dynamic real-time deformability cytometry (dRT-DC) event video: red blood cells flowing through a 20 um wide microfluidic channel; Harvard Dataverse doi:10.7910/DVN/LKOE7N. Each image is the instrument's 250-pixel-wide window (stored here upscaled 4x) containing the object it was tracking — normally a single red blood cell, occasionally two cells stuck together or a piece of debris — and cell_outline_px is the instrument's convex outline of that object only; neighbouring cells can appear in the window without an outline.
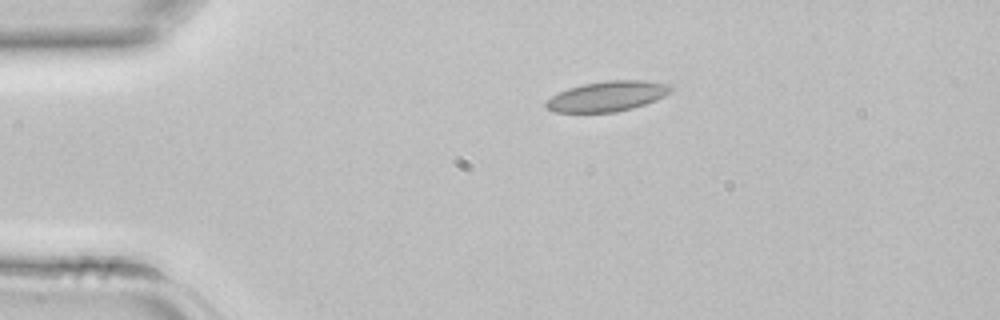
{"species": "common noctule bat (a hibernating species)", "species_latin": "Nyctalus noctula", "temperature_condition": "room temperature", "stored_images_in_passage": 35, "camera_frame_rate_fps": 3000, "um_per_image_px": 0.085, "animal": {"sex": "female", "body_mass_g": 22.7, "forearm_length_mm": 54.2}, "frame": {"image": 1, "passage_image": 1, "time_ms": 0.0, "image_size_px": [1000, 320], "cell_outline_px": [[672, 88], [664, 96], [644, 104], [632, 108], [616, 112], [552, 112], [544, 108], [544, 100], [568, 88], [584, 84], [608, 80], [640, 80], [672, 84]], "centroid_in_image_um": [51.56, 8.18], "position_along_channel_um": 33.4, "area_um2": 21.91}}
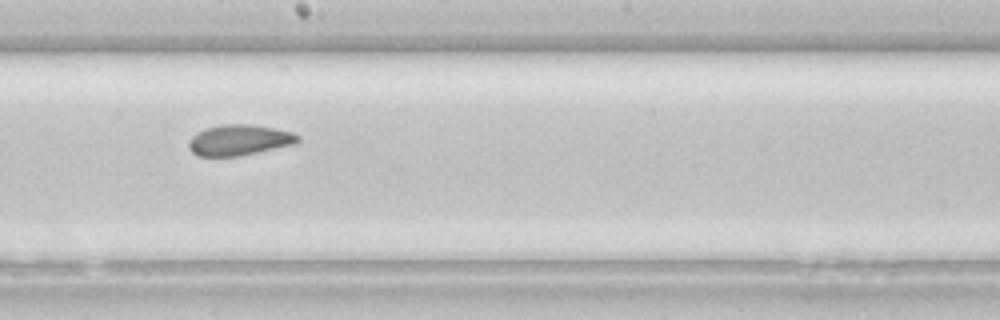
{"frame": {"image": 2, "passage_image": 16, "time_ms": 5.0, "image_size_px": [1000, 320], "cell_outline_px": [[300, 140], [296, 144], [240, 156], [196, 156], [188, 148], [188, 140], [196, 132], [204, 128], [220, 124], [252, 124], [292, 132], [300, 136]], "centroid_in_image_um": [20.31, 11.9], "position_along_channel_um": 227.9, "area_um2": 19.83}}
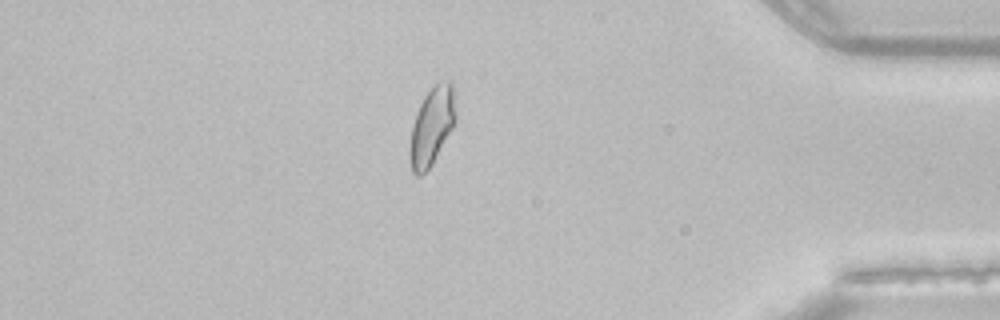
{"frame": {"image": 3, "passage_image": 29, "time_ms": 9.333, "image_size_px": [1000, 320], "cell_outline_px": [[456, 124], [432, 164], [420, 176], [416, 176], [412, 172], [408, 152], [412, 124], [416, 112], [424, 96], [436, 84], [448, 80], [452, 80], [456, 116]], "centroid_in_image_um": [36.7, 10.75], "position_along_channel_um": 398.5, "area_um2": 21.04}}